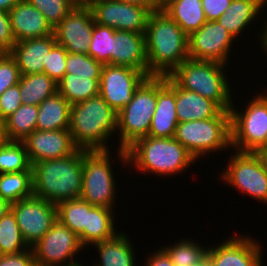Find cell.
Wrapping results in <instances>:
<instances>
[{"instance_id": "cell-22", "label": "cell", "mask_w": 267, "mask_h": 266, "mask_svg": "<svg viewBox=\"0 0 267 266\" xmlns=\"http://www.w3.org/2000/svg\"><path fill=\"white\" fill-rule=\"evenodd\" d=\"M56 44L54 34L29 38L15 43L10 55L16 60L21 75L42 73L47 54Z\"/></svg>"}, {"instance_id": "cell-40", "label": "cell", "mask_w": 267, "mask_h": 266, "mask_svg": "<svg viewBox=\"0 0 267 266\" xmlns=\"http://www.w3.org/2000/svg\"><path fill=\"white\" fill-rule=\"evenodd\" d=\"M67 55L68 51L58 44H56L47 54L44 73L54 79L57 83L65 75Z\"/></svg>"}, {"instance_id": "cell-16", "label": "cell", "mask_w": 267, "mask_h": 266, "mask_svg": "<svg viewBox=\"0 0 267 266\" xmlns=\"http://www.w3.org/2000/svg\"><path fill=\"white\" fill-rule=\"evenodd\" d=\"M94 18L86 2H79L53 29L56 43L69 53L88 54Z\"/></svg>"}, {"instance_id": "cell-24", "label": "cell", "mask_w": 267, "mask_h": 266, "mask_svg": "<svg viewBox=\"0 0 267 266\" xmlns=\"http://www.w3.org/2000/svg\"><path fill=\"white\" fill-rule=\"evenodd\" d=\"M263 0H232L225 13L216 21L226 28L238 40L242 31H246L249 24L259 16L264 8ZM240 34V35H239Z\"/></svg>"}, {"instance_id": "cell-20", "label": "cell", "mask_w": 267, "mask_h": 266, "mask_svg": "<svg viewBox=\"0 0 267 266\" xmlns=\"http://www.w3.org/2000/svg\"><path fill=\"white\" fill-rule=\"evenodd\" d=\"M9 16L15 43L53 34V28L45 16L27 0H20L13 6Z\"/></svg>"}, {"instance_id": "cell-6", "label": "cell", "mask_w": 267, "mask_h": 266, "mask_svg": "<svg viewBox=\"0 0 267 266\" xmlns=\"http://www.w3.org/2000/svg\"><path fill=\"white\" fill-rule=\"evenodd\" d=\"M174 138L195 158L229 150L231 146L230 111L222 110L216 117L178 123Z\"/></svg>"}, {"instance_id": "cell-31", "label": "cell", "mask_w": 267, "mask_h": 266, "mask_svg": "<svg viewBox=\"0 0 267 266\" xmlns=\"http://www.w3.org/2000/svg\"><path fill=\"white\" fill-rule=\"evenodd\" d=\"M38 117V106L22 104L4 120L8 141H24L34 130Z\"/></svg>"}, {"instance_id": "cell-25", "label": "cell", "mask_w": 267, "mask_h": 266, "mask_svg": "<svg viewBox=\"0 0 267 266\" xmlns=\"http://www.w3.org/2000/svg\"><path fill=\"white\" fill-rule=\"evenodd\" d=\"M115 216L113 209L94 206L88 212L87 228L78 234L82 246L85 248L114 238L119 233L115 230Z\"/></svg>"}, {"instance_id": "cell-1", "label": "cell", "mask_w": 267, "mask_h": 266, "mask_svg": "<svg viewBox=\"0 0 267 266\" xmlns=\"http://www.w3.org/2000/svg\"><path fill=\"white\" fill-rule=\"evenodd\" d=\"M144 35L148 77L169 76L189 58L188 35L164 10L150 13Z\"/></svg>"}, {"instance_id": "cell-45", "label": "cell", "mask_w": 267, "mask_h": 266, "mask_svg": "<svg viewBox=\"0 0 267 266\" xmlns=\"http://www.w3.org/2000/svg\"><path fill=\"white\" fill-rule=\"evenodd\" d=\"M232 0H201L204 15L208 21H216L230 6Z\"/></svg>"}, {"instance_id": "cell-47", "label": "cell", "mask_w": 267, "mask_h": 266, "mask_svg": "<svg viewBox=\"0 0 267 266\" xmlns=\"http://www.w3.org/2000/svg\"><path fill=\"white\" fill-rule=\"evenodd\" d=\"M119 1H124V2H129V3H134V4L146 6L151 11H155L158 9L150 0H119Z\"/></svg>"}, {"instance_id": "cell-2", "label": "cell", "mask_w": 267, "mask_h": 266, "mask_svg": "<svg viewBox=\"0 0 267 266\" xmlns=\"http://www.w3.org/2000/svg\"><path fill=\"white\" fill-rule=\"evenodd\" d=\"M116 151L118 160L121 159V163L127 164L130 169L132 166L140 173L149 172L165 178L167 175L182 174L198 162L174 137L146 136L136 140L126 150L118 148Z\"/></svg>"}, {"instance_id": "cell-14", "label": "cell", "mask_w": 267, "mask_h": 266, "mask_svg": "<svg viewBox=\"0 0 267 266\" xmlns=\"http://www.w3.org/2000/svg\"><path fill=\"white\" fill-rule=\"evenodd\" d=\"M235 38L217 21L206 20L199 30L188 36L189 59L228 65Z\"/></svg>"}, {"instance_id": "cell-9", "label": "cell", "mask_w": 267, "mask_h": 266, "mask_svg": "<svg viewBox=\"0 0 267 266\" xmlns=\"http://www.w3.org/2000/svg\"><path fill=\"white\" fill-rule=\"evenodd\" d=\"M221 180L259 202L267 203V156L260 152L233 150Z\"/></svg>"}, {"instance_id": "cell-11", "label": "cell", "mask_w": 267, "mask_h": 266, "mask_svg": "<svg viewBox=\"0 0 267 266\" xmlns=\"http://www.w3.org/2000/svg\"><path fill=\"white\" fill-rule=\"evenodd\" d=\"M36 266H74L78 253L85 248L79 237L58 220L51 229L31 247ZM70 259V260H69Z\"/></svg>"}, {"instance_id": "cell-54", "label": "cell", "mask_w": 267, "mask_h": 266, "mask_svg": "<svg viewBox=\"0 0 267 266\" xmlns=\"http://www.w3.org/2000/svg\"><path fill=\"white\" fill-rule=\"evenodd\" d=\"M74 266H83V264H82V263H79V264H77V265H74Z\"/></svg>"}, {"instance_id": "cell-13", "label": "cell", "mask_w": 267, "mask_h": 266, "mask_svg": "<svg viewBox=\"0 0 267 266\" xmlns=\"http://www.w3.org/2000/svg\"><path fill=\"white\" fill-rule=\"evenodd\" d=\"M22 236L31 248L57 221V207L47 200L32 196L11 204Z\"/></svg>"}, {"instance_id": "cell-32", "label": "cell", "mask_w": 267, "mask_h": 266, "mask_svg": "<svg viewBox=\"0 0 267 266\" xmlns=\"http://www.w3.org/2000/svg\"><path fill=\"white\" fill-rule=\"evenodd\" d=\"M175 266H202L207 263L209 247L201 246L197 241L181 239L170 246L161 247Z\"/></svg>"}, {"instance_id": "cell-4", "label": "cell", "mask_w": 267, "mask_h": 266, "mask_svg": "<svg viewBox=\"0 0 267 266\" xmlns=\"http://www.w3.org/2000/svg\"><path fill=\"white\" fill-rule=\"evenodd\" d=\"M69 131L74 145L86 151H109L117 135V112L100 96L71 105Z\"/></svg>"}, {"instance_id": "cell-37", "label": "cell", "mask_w": 267, "mask_h": 266, "mask_svg": "<svg viewBox=\"0 0 267 266\" xmlns=\"http://www.w3.org/2000/svg\"><path fill=\"white\" fill-rule=\"evenodd\" d=\"M115 30L94 23L88 55L102 65H111Z\"/></svg>"}, {"instance_id": "cell-28", "label": "cell", "mask_w": 267, "mask_h": 266, "mask_svg": "<svg viewBox=\"0 0 267 266\" xmlns=\"http://www.w3.org/2000/svg\"><path fill=\"white\" fill-rule=\"evenodd\" d=\"M189 36L206 21L201 0H171L162 8Z\"/></svg>"}, {"instance_id": "cell-3", "label": "cell", "mask_w": 267, "mask_h": 266, "mask_svg": "<svg viewBox=\"0 0 267 266\" xmlns=\"http://www.w3.org/2000/svg\"><path fill=\"white\" fill-rule=\"evenodd\" d=\"M83 150L61 158L32 164L33 196L52 204L81 197Z\"/></svg>"}, {"instance_id": "cell-51", "label": "cell", "mask_w": 267, "mask_h": 266, "mask_svg": "<svg viewBox=\"0 0 267 266\" xmlns=\"http://www.w3.org/2000/svg\"><path fill=\"white\" fill-rule=\"evenodd\" d=\"M8 141L4 121L0 119V147Z\"/></svg>"}, {"instance_id": "cell-49", "label": "cell", "mask_w": 267, "mask_h": 266, "mask_svg": "<svg viewBox=\"0 0 267 266\" xmlns=\"http://www.w3.org/2000/svg\"><path fill=\"white\" fill-rule=\"evenodd\" d=\"M20 0H0V9L9 12Z\"/></svg>"}, {"instance_id": "cell-19", "label": "cell", "mask_w": 267, "mask_h": 266, "mask_svg": "<svg viewBox=\"0 0 267 266\" xmlns=\"http://www.w3.org/2000/svg\"><path fill=\"white\" fill-rule=\"evenodd\" d=\"M178 123L176 114V83L169 76H157V105L148 136L174 137Z\"/></svg>"}, {"instance_id": "cell-39", "label": "cell", "mask_w": 267, "mask_h": 266, "mask_svg": "<svg viewBox=\"0 0 267 266\" xmlns=\"http://www.w3.org/2000/svg\"><path fill=\"white\" fill-rule=\"evenodd\" d=\"M65 74H78L82 76H101L103 65L88 54L69 53L65 63Z\"/></svg>"}, {"instance_id": "cell-38", "label": "cell", "mask_w": 267, "mask_h": 266, "mask_svg": "<svg viewBox=\"0 0 267 266\" xmlns=\"http://www.w3.org/2000/svg\"><path fill=\"white\" fill-rule=\"evenodd\" d=\"M36 7L54 29L76 6L79 0H27Z\"/></svg>"}, {"instance_id": "cell-53", "label": "cell", "mask_w": 267, "mask_h": 266, "mask_svg": "<svg viewBox=\"0 0 267 266\" xmlns=\"http://www.w3.org/2000/svg\"><path fill=\"white\" fill-rule=\"evenodd\" d=\"M263 2H264V5H266V7H267V0H263Z\"/></svg>"}, {"instance_id": "cell-7", "label": "cell", "mask_w": 267, "mask_h": 266, "mask_svg": "<svg viewBox=\"0 0 267 266\" xmlns=\"http://www.w3.org/2000/svg\"><path fill=\"white\" fill-rule=\"evenodd\" d=\"M266 91L254 95L244 110L238 111L233 103L230 109L232 150L267 154Z\"/></svg>"}, {"instance_id": "cell-35", "label": "cell", "mask_w": 267, "mask_h": 266, "mask_svg": "<svg viewBox=\"0 0 267 266\" xmlns=\"http://www.w3.org/2000/svg\"><path fill=\"white\" fill-rule=\"evenodd\" d=\"M30 247L25 242L12 210L0 218V255L22 253Z\"/></svg>"}, {"instance_id": "cell-44", "label": "cell", "mask_w": 267, "mask_h": 266, "mask_svg": "<svg viewBox=\"0 0 267 266\" xmlns=\"http://www.w3.org/2000/svg\"><path fill=\"white\" fill-rule=\"evenodd\" d=\"M0 266H36L32 248L22 253L0 255Z\"/></svg>"}, {"instance_id": "cell-30", "label": "cell", "mask_w": 267, "mask_h": 266, "mask_svg": "<svg viewBox=\"0 0 267 266\" xmlns=\"http://www.w3.org/2000/svg\"><path fill=\"white\" fill-rule=\"evenodd\" d=\"M18 85L22 104L38 106L47 97L58 92L57 82L44 72L21 75Z\"/></svg>"}, {"instance_id": "cell-5", "label": "cell", "mask_w": 267, "mask_h": 266, "mask_svg": "<svg viewBox=\"0 0 267 266\" xmlns=\"http://www.w3.org/2000/svg\"><path fill=\"white\" fill-rule=\"evenodd\" d=\"M226 64L187 59L169 77L182 89L196 92L214 101L222 110L230 111L233 100Z\"/></svg>"}, {"instance_id": "cell-26", "label": "cell", "mask_w": 267, "mask_h": 266, "mask_svg": "<svg viewBox=\"0 0 267 266\" xmlns=\"http://www.w3.org/2000/svg\"><path fill=\"white\" fill-rule=\"evenodd\" d=\"M71 104L56 92L38 105L36 129L54 131L69 129Z\"/></svg>"}, {"instance_id": "cell-15", "label": "cell", "mask_w": 267, "mask_h": 266, "mask_svg": "<svg viewBox=\"0 0 267 266\" xmlns=\"http://www.w3.org/2000/svg\"><path fill=\"white\" fill-rule=\"evenodd\" d=\"M148 76L131 67L103 65L99 95L117 113L131 102L135 90Z\"/></svg>"}, {"instance_id": "cell-33", "label": "cell", "mask_w": 267, "mask_h": 266, "mask_svg": "<svg viewBox=\"0 0 267 266\" xmlns=\"http://www.w3.org/2000/svg\"><path fill=\"white\" fill-rule=\"evenodd\" d=\"M33 196L32 171L0 174V197L10 204Z\"/></svg>"}, {"instance_id": "cell-50", "label": "cell", "mask_w": 267, "mask_h": 266, "mask_svg": "<svg viewBox=\"0 0 267 266\" xmlns=\"http://www.w3.org/2000/svg\"><path fill=\"white\" fill-rule=\"evenodd\" d=\"M11 210V204L0 197V218Z\"/></svg>"}, {"instance_id": "cell-36", "label": "cell", "mask_w": 267, "mask_h": 266, "mask_svg": "<svg viewBox=\"0 0 267 266\" xmlns=\"http://www.w3.org/2000/svg\"><path fill=\"white\" fill-rule=\"evenodd\" d=\"M32 171L23 141H7L0 147V174Z\"/></svg>"}, {"instance_id": "cell-43", "label": "cell", "mask_w": 267, "mask_h": 266, "mask_svg": "<svg viewBox=\"0 0 267 266\" xmlns=\"http://www.w3.org/2000/svg\"><path fill=\"white\" fill-rule=\"evenodd\" d=\"M14 44L9 12L0 9V53H10Z\"/></svg>"}, {"instance_id": "cell-34", "label": "cell", "mask_w": 267, "mask_h": 266, "mask_svg": "<svg viewBox=\"0 0 267 266\" xmlns=\"http://www.w3.org/2000/svg\"><path fill=\"white\" fill-rule=\"evenodd\" d=\"M57 220L77 235L87 228L88 212L94 207L81 198L63 201L56 205Z\"/></svg>"}, {"instance_id": "cell-41", "label": "cell", "mask_w": 267, "mask_h": 266, "mask_svg": "<svg viewBox=\"0 0 267 266\" xmlns=\"http://www.w3.org/2000/svg\"><path fill=\"white\" fill-rule=\"evenodd\" d=\"M21 73L10 53H0V96L19 83Z\"/></svg>"}, {"instance_id": "cell-12", "label": "cell", "mask_w": 267, "mask_h": 266, "mask_svg": "<svg viewBox=\"0 0 267 266\" xmlns=\"http://www.w3.org/2000/svg\"><path fill=\"white\" fill-rule=\"evenodd\" d=\"M94 22L119 31L145 33L148 17L152 12L148 7L119 0H88Z\"/></svg>"}, {"instance_id": "cell-46", "label": "cell", "mask_w": 267, "mask_h": 266, "mask_svg": "<svg viewBox=\"0 0 267 266\" xmlns=\"http://www.w3.org/2000/svg\"><path fill=\"white\" fill-rule=\"evenodd\" d=\"M145 266H175L167 253L160 247L156 252L148 255Z\"/></svg>"}, {"instance_id": "cell-8", "label": "cell", "mask_w": 267, "mask_h": 266, "mask_svg": "<svg viewBox=\"0 0 267 266\" xmlns=\"http://www.w3.org/2000/svg\"><path fill=\"white\" fill-rule=\"evenodd\" d=\"M156 105L157 76H150L135 90L131 102L117 113L119 149L126 150L136 140L148 136Z\"/></svg>"}, {"instance_id": "cell-52", "label": "cell", "mask_w": 267, "mask_h": 266, "mask_svg": "<svg viewBox=\"0 0 267 266\" xmlns=\"http://www.w3.org/2000/svg\"><path fill=\"white\" fill-rule=\"evenodd\" d=\"M158 9L165 7L171 0H150Z\"/></svg>"}, {"instance_id": "cell-10", "label": "cell", "mask_w": 267, "mask_h": 266, "mask_svg": "<svg viewBox=\"0 0 267 266\" xmlns=\"http://www.w3.org/2000/svg\"><path fill=\"white\" fill-rule=\"evenodd\" d=\"M110 151L83 150V179L80 198L92 206L114 209L117 182L110 164L111 156H113Z\"/></svg>"}, {"instance_id": "cell-27", "label": "cell", "mask_w": 267, "mask_h": 266, "mask_svg": "<svg viewBox=\"0 0 267 266\" xmlns=\"http://www.w3.org/2000/svg\"><path fill=\"white\" fill-rule=\"evenodd\" d=\"M101 261L93 266H137L134 246L129 240V235L120 231L114 238L93 245Z\"/></svg>"}, {"instance_id": "cell-18", "label": "cell", "mask_w": 267, "mask_h": 266, "mask_svg": "<svg viewBox=\"0 0 267 266\" xmlns=\"http://www.w3.org/2000/svg\"><path fill=\"white\" fill-rule=\"evenodd\" d=\"M23 142L31 164L65 158L78 149L73 143L69 129L54 131L36 129Z\"/></svg>"}, {"instance_id": "cell-21", "label": "cell", "mask_w": 267, "mask_h": 266, "mask_svg": "<svg viewBox=\"0 0 267 266\" xmlns=\"http://www.w3.org/2000/svg\"><path fill=\"white\" fill-rule=\"evenodd\" d=\"M111 65L131 67L148 76L144 33L115 30Z\"/></svg>"}, {"instance_id": "cell-48", "label": "cell", "mask_w": 267, "mask_h": 266, "mask_svg": "<svg viewBox=\"0 0 267 266\" xmlns=\"http://www.w3.org/2000/svg\"><path fill=\"white\" fill-rule=\"evenodd\" d=\"M267 21H265V26L264 29H262L263 31H261V35L259 38H260V44H261V48L263 49V52L266 53L265 56L267 55Z\"/></svg>"}, {"instance_id": "cell-42", "label": "cell", "mask_w": 267, "mask_h": 266, "mask_svg": "<svg viewBox=\"0 0 267 266\" xmlns=\"http://www.w3.org/2000/svg\"><path fill=\"white\" fill-rule=\"evenodd\" d=\"M22 105L19 85H15L5 90L0 96V119L3 121L13 114Z\"/></svg>"}, {"instance_id": "cell-17", "label": "cell", "mask_w": 267, "mask_h": 266, "mask_svg": "<svg viewBox=\"0 0 267 266\" xmlns=\"http://www.w3.org/2000/svg\"><path fill=\"white\" fill-rule=\"evenodd\" d=\"M222 244L210 247L207 255L209 266H264L260 243L249 235L229 237Z\"/></svg>"}, {"instance_id": "cell-23", "label": "cell", "mask_w": 267, "mask_h": 266, "mask_svg": "<svg viewBox=\"0 0 267 266\" xmlns=\"http://www.w3.org/2000/svg\"><path fill=\"white\" fill-rule=\"evenodd\" d=\"M221 111L214 101L176 84V114L179 123L214 118Z\"/></svg>"}, {"instance_id": "cell-29", "label": "cell", "mask_w": 267, "mask_h": 266, "mask_svg": "<svg viewBox=\"0 0 267 266\" xmlns=\"http://www.w3.org/2000/svg\"><path fill=\"white\" fill-rule=\"evenodd\" d=\"M100 76L65 74L57 83L58 92L71 104L99 95Z\"/></svg>"}]
</instances>
